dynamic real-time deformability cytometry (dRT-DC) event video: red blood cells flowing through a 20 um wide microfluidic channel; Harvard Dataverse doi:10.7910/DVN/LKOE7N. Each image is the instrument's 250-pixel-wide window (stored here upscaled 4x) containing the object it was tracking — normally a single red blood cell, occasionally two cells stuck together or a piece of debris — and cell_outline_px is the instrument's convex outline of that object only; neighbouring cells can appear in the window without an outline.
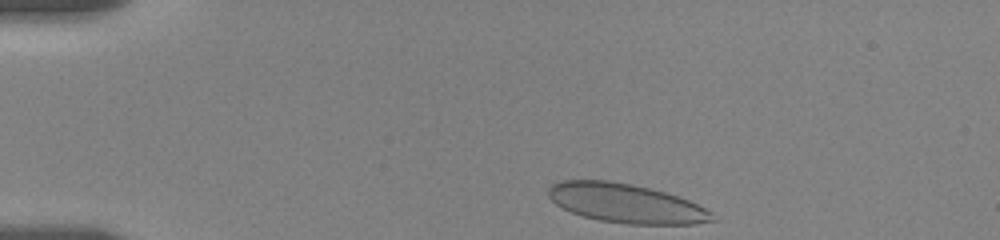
{"species": "human", "species_latin": "Homo sapiens", "temperature_condition": "room temperature", "stored_images_in_passage": 39, "camera_frame_rate_fps": 3000, "um_per_image_px": 0.085, "donor": {"sex": "female"}, "frame": {"image": 1, "passage_image": 1, "time_ms": 0.0, "image_size_px": [1000, 240], "cell_outline_px": [[720, 220], [696, 224], [628, 224], [600, 220], [584, 216], [572, 212], [556, 204], [548, 196], [548, 188], [552, 184], [560, 180], [608, 180], [632, 184], [664, 192], [688, 200], [712, 212]], "centroid_in_image_um": [53.23, 17.28], "position_along_channel_um": 31.8, "area_um2": 37.28}}
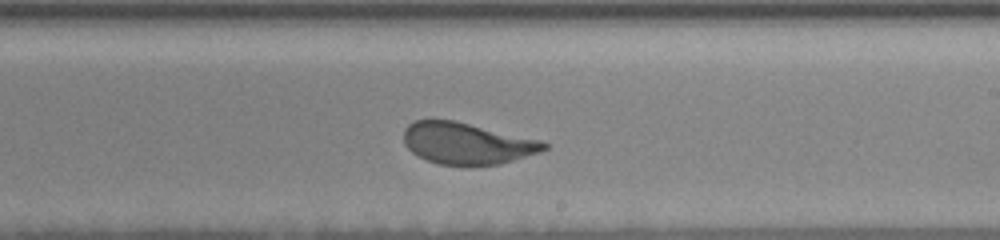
{"frame": {"image": 2, "passage_image": 25, "time_ms": 8.0, "image_size_px": [1000, 240], "cell_outline_px": [[548, 148], [540, 152], [500, 164], [440, 164], [428, 160], [412, 152], [404, 144], [404, 128], [408, 124], [416, 120], [452, 120], [540, 140], [548, 144]], "centroid_in_image_um": [39.68, 12.17], "position_along_channel_um": 249.3, "area_um2": 33.29}}
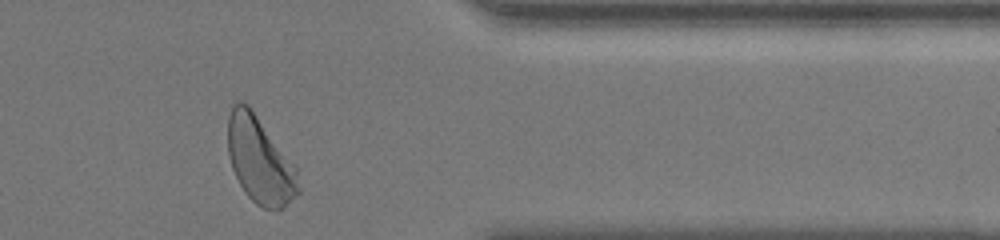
{"frame": {"image": 3, "passage_image": 38, "time_ms": 12.333, "image_size_px": [1000, 240], "cell_outline_px": [[300, 192], [284, 208], [264, 208], [256, 204], [244, 192], [232, 168], [228, 152], [228, 116], [232, 104], [236, 100], [240, 100], [248, 104], [296, 164], [300, 188]], "centroid_in_image_um": [22.11, 13.59], "position_along_channel_um": 389.3, "area_um2": 36.01}, "authors_computed_cell_mechanics": {"area_um2": 35.6626, "velocity_mm_per_s": 3.4936, "shape_relaxation_time_tau1_ms": 5.1571, "shape_relaxation_time_tau2_ms": null, "deformation_change_tau1": 0.1464, "deformation_change_tau2": null}}